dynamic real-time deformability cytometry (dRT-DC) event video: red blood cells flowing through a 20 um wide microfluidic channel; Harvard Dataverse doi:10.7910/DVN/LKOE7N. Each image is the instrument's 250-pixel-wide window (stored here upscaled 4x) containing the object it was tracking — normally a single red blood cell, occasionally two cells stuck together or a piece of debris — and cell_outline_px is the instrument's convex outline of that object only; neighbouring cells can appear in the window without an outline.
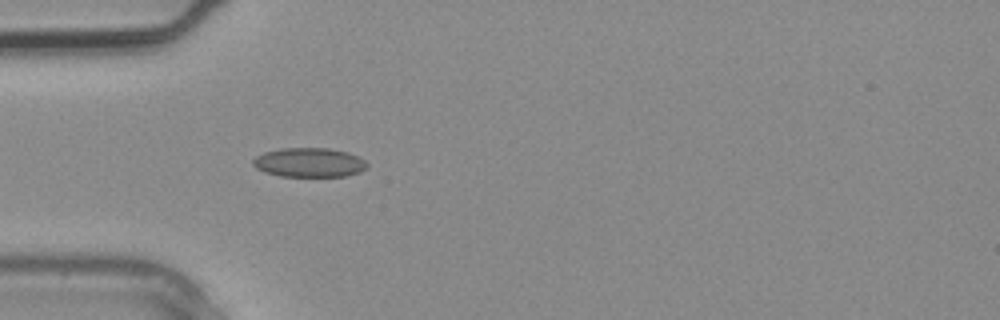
{"species": "common noctule bat (a hibernating species)", "species_latin": "Nyctalus noctula", "temperature_condition": "warm", "stored_images_in_passage": 2, "camera_frame_rate_fps": 3000, "um_per_image_px": 0.085, "animal": {"sex": "male", "body_mass_g": 20.4}, "frame": {"image": 1, "passage_image": 2, "time_ms": 0.333, "image_size_px": [1000, 320], "cell_outline_px": [[368, 164], [360, 172], [344, 176], [280, 176], [264, 172], [256, 168], [252, 164], [252, 160], [256, 156], [264, 152], [280, 148], [328, 148], [348, 152], [364, 160]], "centroid_in_image_um": [26.24, 13.81], "position_along_channel_um": 58.8, "area_um2": 19.42}}